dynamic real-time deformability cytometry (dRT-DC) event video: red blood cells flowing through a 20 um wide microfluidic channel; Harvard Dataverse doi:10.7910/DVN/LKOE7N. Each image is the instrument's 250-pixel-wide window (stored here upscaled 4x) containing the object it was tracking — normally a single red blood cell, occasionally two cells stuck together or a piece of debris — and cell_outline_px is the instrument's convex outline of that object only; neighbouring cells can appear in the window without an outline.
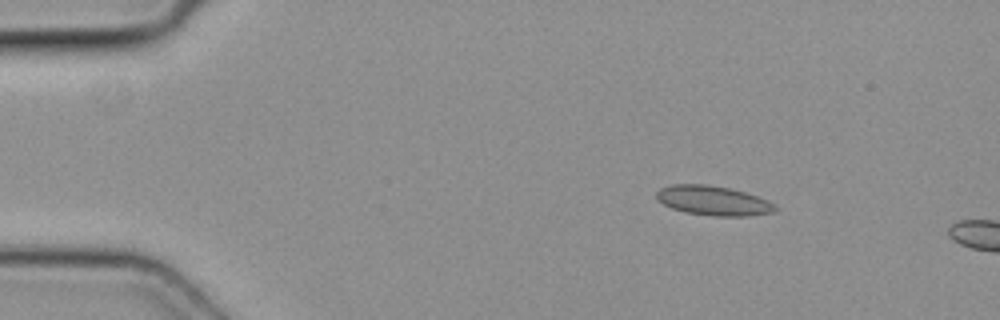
{"species": "common noctule bat (a hibernating species)", "species_latin": "Nyctalus noctula", "temperature_condition": "cold", "stored_images_in_passage": 4, "camera_frame_rate_fps": 3000, "um_per_image_px": 0.085, "animal": {"sex": "female", "body_mass_g": 19.3, "forearm_length_mm": 54.1}, "frame": {"image": 1, "passage_image": 1, "time_ms": 0.0, "image_size_px": [1000, 320], "cell_outline_px": [[776, 212], [748, 216], [716, 216], [684, 212], [672, 208], [656, 200], [656, 192], [660, 188], [672, 184], [708, 184], [728, 188], [744, 192], [768, 200], [776, 208]], "centroid_in_image_um": [60.59, 17.05], "position_along_channel_um": 24.4, "area_um2": 20.4}}